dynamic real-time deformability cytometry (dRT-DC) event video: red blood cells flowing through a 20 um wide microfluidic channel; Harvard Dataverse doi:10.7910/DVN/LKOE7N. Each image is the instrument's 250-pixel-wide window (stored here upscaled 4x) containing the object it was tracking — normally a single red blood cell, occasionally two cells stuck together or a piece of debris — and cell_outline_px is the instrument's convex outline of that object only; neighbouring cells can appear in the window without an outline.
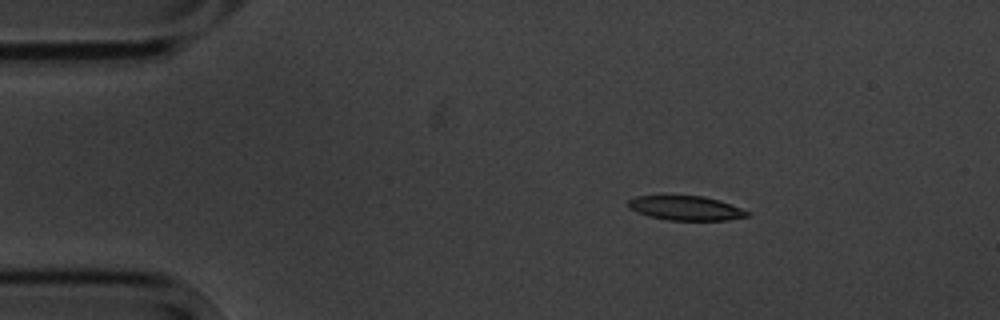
{"species": "common noctule bat (a hibernating species)", "species_latin": "Nyctalus noctula", "temperature_condition": "cold", "stored_images_in_passage": 3, "camera_frame_rate_fps": 3000, "um_per_image_px": 0.085, "animal": {"sex": "male", "body_mass_g": 20.1, "forearm_length_mm": 53.5}, "frame": {"image": 1, "passage_image": 1, "time_ms": 0.0, "image_size_px": [1000, 320], "cell_outline_px": [[748, 216], [728, 220], [668, 220], [648, 216], [636, 212], [628, 208], [628, 200], [636, 196], [704, 196], [720, 200], [740, 208], [748, 212]], "centroid_in_image_um": [58.26, 17.69], "position_along_channel_um": 26.7, "area_um2": 16.82}}